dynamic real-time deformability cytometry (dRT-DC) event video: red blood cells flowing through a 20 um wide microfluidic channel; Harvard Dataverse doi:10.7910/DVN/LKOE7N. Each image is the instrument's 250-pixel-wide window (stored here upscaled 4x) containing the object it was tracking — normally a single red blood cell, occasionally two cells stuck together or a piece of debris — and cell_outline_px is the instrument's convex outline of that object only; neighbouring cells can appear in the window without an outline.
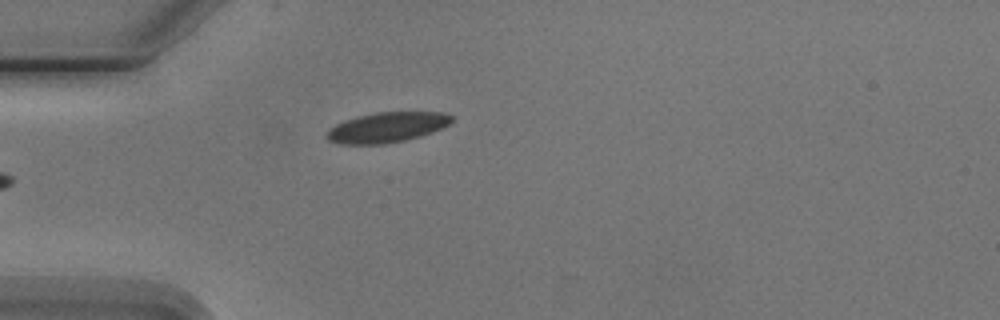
{"species": "Egyptian fruit bat (a non-hibernating species)", "species_latin": "Rousettus aegyptiacus", "temperature_condition": "cold", "stored_images_in_passage": 6, "camera_frame_rate_fps": 3000, "um_per_image_px": 0.085, "animal": {"sex": "male"}, "frame": {"image": 1, "passage_image": 4, "time_ms": 4.333, "image_size_px": [1000, 320], "cell_outline_px": [[452, 120], [448, 124], [440, 128], [404, 140], [384, 144], [340, 144], [328, 140], [324, 136], [328, 128], [344, 120], [356, 116], [376, 112], [444, 112], [452, 116]], "centroid_in_image_um": [32.79, 10.81], "position_along_channel_um": 52.2, "area_um2": 21.79}}